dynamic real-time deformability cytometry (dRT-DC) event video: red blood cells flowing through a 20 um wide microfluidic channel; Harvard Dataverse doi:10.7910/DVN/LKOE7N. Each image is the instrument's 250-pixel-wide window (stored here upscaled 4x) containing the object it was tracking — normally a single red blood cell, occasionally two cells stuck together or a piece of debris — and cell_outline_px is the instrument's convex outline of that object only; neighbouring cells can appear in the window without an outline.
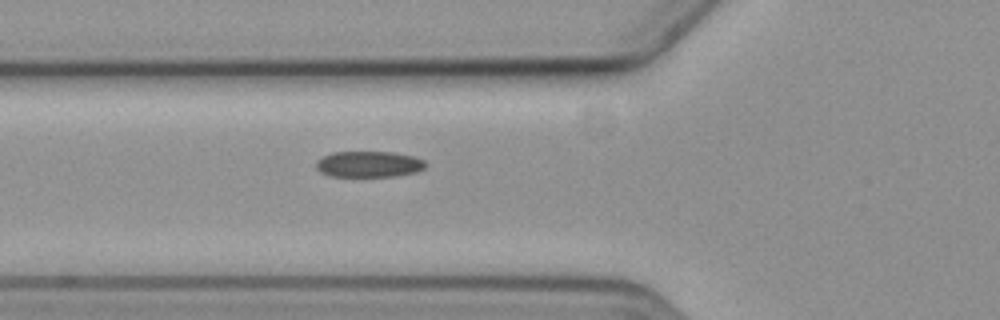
{"species": "common noctule bat (a hibernating species)", "species_latin": "Nyctalus noctula", "temperature_condition": "cold", "stored_images_in_passage": 8, "camera_frame_rate_fps": 3000, "um_per_image_px": 0.085, "animal": {"sex": "female", "body_mass_g": 19.3, "forearm_length_mm": 54.1}, "frame": {"image": 1, "passage_image": 8, "time_ms": 8.667, "image_size_px": [1000, 320], "cell_outline_px": [[428, 164], [424, 168], [416, 172], [396, 176], [332, 176], [320, 172], [316, 168], [316, 160], [332, 152], [392, 152], [416, 156], [424, 160]], "centroid_in_image_um": [31.38, 13.95], "position_along_channel_um": 94.4, "area_um2": 16.7}}